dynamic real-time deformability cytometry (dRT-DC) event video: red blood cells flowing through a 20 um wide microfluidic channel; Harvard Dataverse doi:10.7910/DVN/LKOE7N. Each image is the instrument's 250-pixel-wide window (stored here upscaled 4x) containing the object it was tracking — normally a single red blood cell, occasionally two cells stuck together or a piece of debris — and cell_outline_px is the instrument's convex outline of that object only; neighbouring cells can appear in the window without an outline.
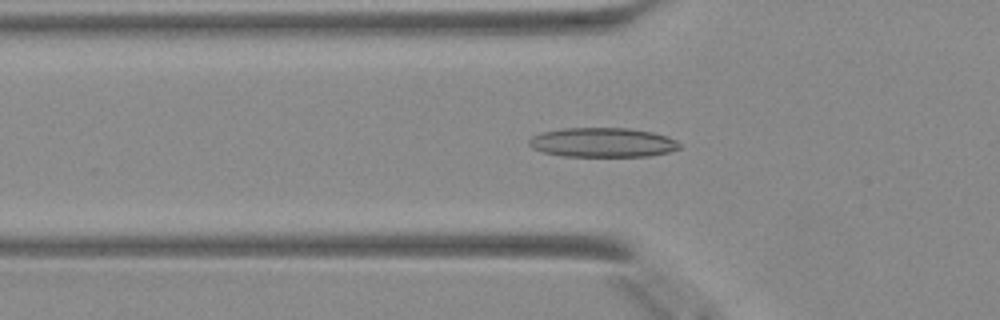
{"species": "Egyptian fruit bat (a non-hibernating species)", "species_latin": "Rousettus aegyptiacus", "temperature_condition": "warm", "stored_images_in_passage": 40, "camera_frame_rate_fps": 3000, "um_per_image_px": 0.085, "animal": {"sex": "female"}, "frame": {"image": 1, "passage_image": 8, "time_ms": 2.333, "image_size_px": [1000, 320], "cell_outline_px": [[680, 148], [668, 152], [648, 156], [560, 156], [544, 152], [532, 148], [528, 144], [528, 140], [532, 136], [544, 132], [564, 128], [628, 128], [652, 132], [668, 136], [676, 140], [680, 144]], "centroid_in_image_um": [51.22, 12.11], "position_along_channel_um": 74.6, "area_um2": 25.78}}
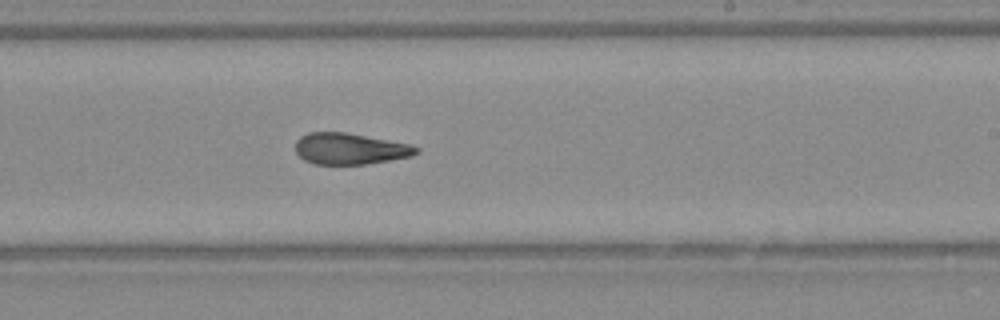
{"frame": {"image": 2, "passage_image": 21, "time_ms": 6.667, "image_size_px": [1000, 320], "cell_outline_px": [[420, 152], [412, 156], [364, 164], [312, 164], [304, 160], [296, 152], [296, 140], [300, 136], [308, 132], [348, 132], [408, 144], [420, 148]], "centroid_in_image_um": [29.72, 12.63], "position_along_channel_um": 259.3, "area_um2": 22.02}}
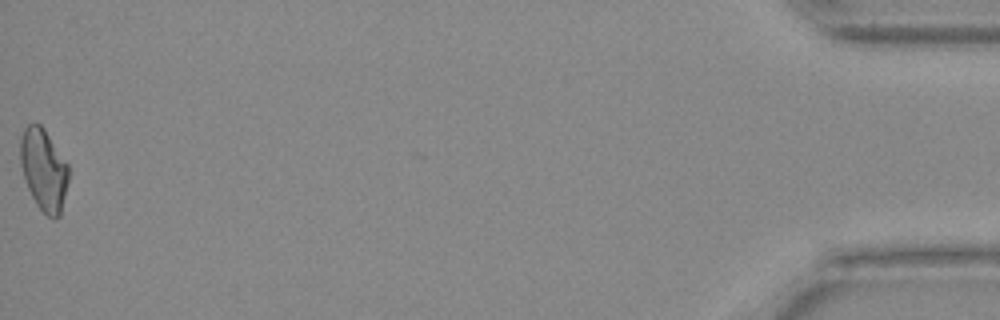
{"frame": {"image": 3, "passage_image": 40, "time_ms": 13.0, "image_size_px": [1000, 320], "cell_outline_px": [[68, 180], [60, 216], [48, 216], [36, 204], [28, 188], [20, 164], [20, 136], [24, 128], [28, 124], [40, 124], [44, 128], [68, 164]], "centroid_in_image_um": [3.7, 14.38], "position_along_channel_um": 431.5, "area_um2": 22.72}}